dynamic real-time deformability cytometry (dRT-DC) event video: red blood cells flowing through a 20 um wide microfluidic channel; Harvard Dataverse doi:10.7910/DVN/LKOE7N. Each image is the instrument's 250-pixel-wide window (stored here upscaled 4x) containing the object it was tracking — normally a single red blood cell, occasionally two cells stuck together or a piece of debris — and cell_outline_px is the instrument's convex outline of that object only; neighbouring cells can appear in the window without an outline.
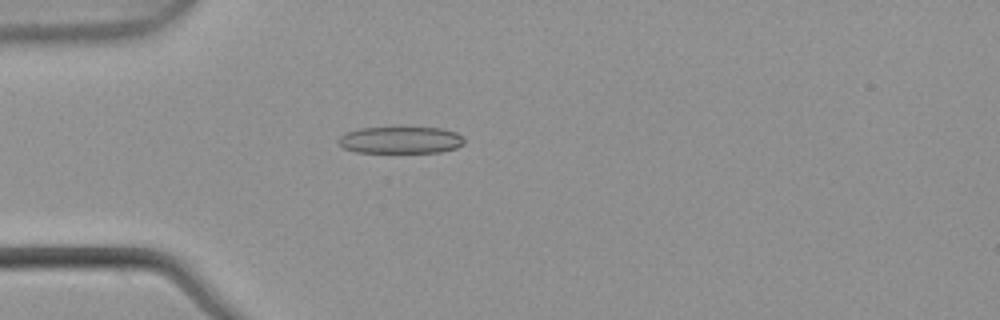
{"species": "common noctule bat (a hibernating species)", "species_latin": "Nyctalus noctula", "temperature_condition": "warm", "stored_images_in_passage": 5, "camera_frame_rate_fps": 3000, "um_per_image_px": 0.085, "animal": {"sex": "male", "body_mass_g": 21.5, "forearm_length_mm": 52.0}, "frame": {"image": 1, "passage_image": 5, "time_ms": 1.333, "image_size_px": [1000, 320], "cell_outline_px": [[464, 144], [456, 148], [440, 152], [356, 152], [344, 148], [340, 144], [340, 136], [348, 132], [360, 128], [400, 124], [408, 124], [440, 128], [456, 132], [464, 136]], "centroid_in_image_um": [34.11, 11.84], "position_along_channel_um": 50.9, "area_um2": 20.75}}